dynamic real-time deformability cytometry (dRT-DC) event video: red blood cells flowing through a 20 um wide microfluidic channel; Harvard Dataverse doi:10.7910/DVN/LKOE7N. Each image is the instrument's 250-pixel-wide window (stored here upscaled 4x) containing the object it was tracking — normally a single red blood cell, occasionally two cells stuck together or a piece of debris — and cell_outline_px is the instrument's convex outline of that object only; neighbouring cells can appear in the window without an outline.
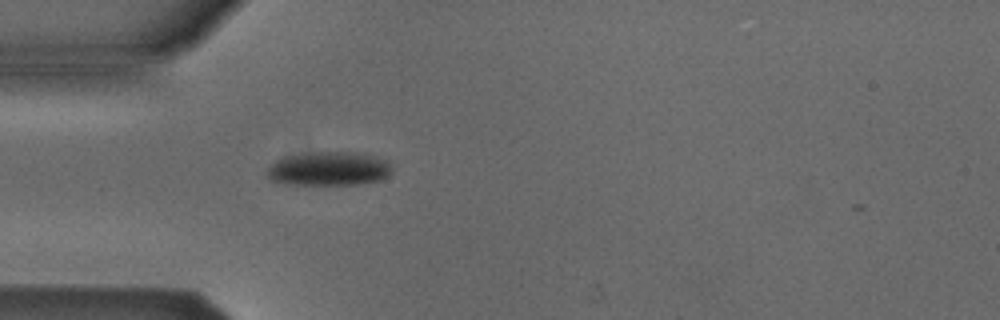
{"species": "Egyptian fruit bat (a non-hibernating species)", "species_latin": "Rousettus aegyptiacus", "temperature_condition": "cold", "stored_images_in_passage": 1, "camera_frame_rate_fps": 3000, "um_per_image_px": 0.085, "animal": {"sex": "male"}, "frame": {"image": 1, "passage_image": 1, "time_ms": 0.0, "image_size_px": [1000, 320], "cell_outline_px": [[392, 172], [380, 180], [356, 184], [284, 184], [272, 180], [268, 176], [268, 168], [272, 164], [284, 156], [316, 152], [352, 152], [376, 156], [388, 160], [392, 164]], "centroid_in_image_um": [28.0, 14.33], "position_along_channel_um": 57.0, "area_um2": 24.57}}